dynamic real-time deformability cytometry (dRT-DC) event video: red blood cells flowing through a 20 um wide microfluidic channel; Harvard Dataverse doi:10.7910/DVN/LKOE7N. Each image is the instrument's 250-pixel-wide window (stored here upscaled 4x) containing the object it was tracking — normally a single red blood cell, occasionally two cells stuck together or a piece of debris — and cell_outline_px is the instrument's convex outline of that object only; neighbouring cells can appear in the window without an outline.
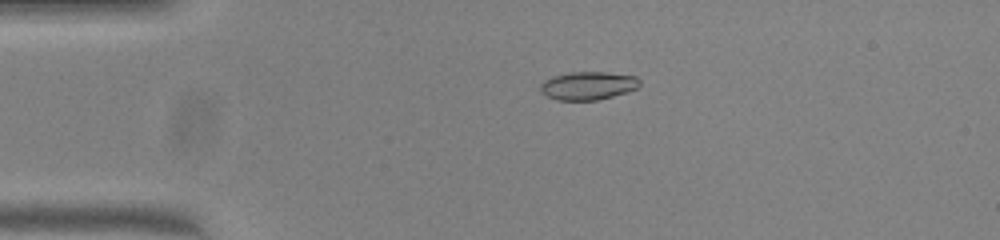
{"species": "common noctule bat (a hibernating species)", "species_latin": "Nyctalus noctula", "temperature_condition": "warm", "stored_images_in_passage": 41, "camera_frame_rate_fps": 3000, "um_per_image_px": 0.085, "animal": {"sex": "female", "body_mass_g": 23.0, "forearm_length_mm": 53.4}, "frame": {"image": 1, "passage_image": 1, "time_ms": 0.0, "image_size_px": [1000, 240], "cell_outline_px": [[640, 84], [636, 88], [628, 92], [596, 100], [556, 100], [548, 96], [540, 88], [540, 84], [544, 80], [552, 76], [572, 72], [608, 72], [636, 76], [640, 80]], "centroid_in_image_um": [50.0, 7.27], "position_along_channel_um": 35.0, "area_um2": 16.24}}
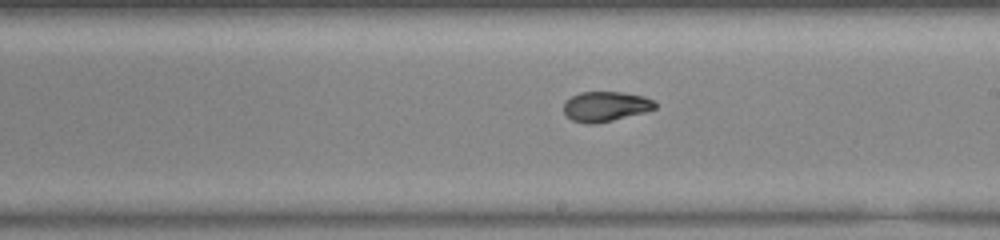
{"frame": {"image": 2, "passage_image": 19, "time_ms": 6.0, "image_size_px": [1000, 240], "cell_outline_px": [[656, 108], [644, 112], [596, 124], [588, 124], [572, 120], [564, 112], [564, 104], [572, 96], [580, 92], [620, 92], [644, 96], [652, 100], [656, 104]], "centroid_in_image_um": [51.47, 9.05], "position_along_channel_um": 237.5, "area_um2": 15.72}}
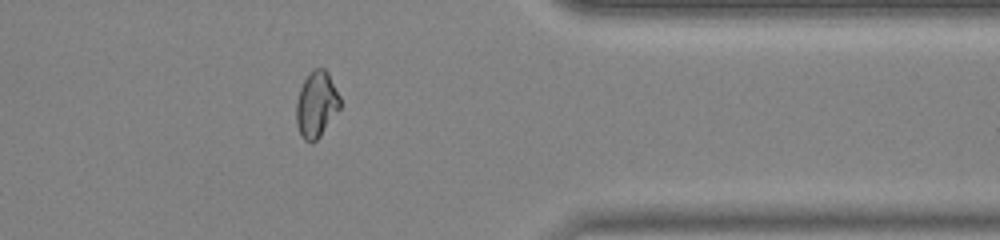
{"frame": {"image": 3, "passage_image": 31, "time_ms": 10.0, "image_size_px": [1000, 240], "cell_outline_px": [[340, 108], [320, 136], [312, 144], [304, 140], [296, 124], [296, 104], [300, 88], [308, 72], [312, 68], [324, 68], [328, 72], [340, 96]], "centroid_in_image_um": [26.89, 8.86], "position_along_channel_um": 384.5, "area_um2": 16.94}, "authors_computed_cell_mechanics": {"area_um2": 16.5886, "velocity_mm_per_s": 4.0433, "shape_relaxation_time_tau1_ms": 7.8769, "shape_relaxation_time_tau2_ms": 1.0998, "deformation_change_tau1": 0.2515, "deformation_change_tau2": 0.049}}